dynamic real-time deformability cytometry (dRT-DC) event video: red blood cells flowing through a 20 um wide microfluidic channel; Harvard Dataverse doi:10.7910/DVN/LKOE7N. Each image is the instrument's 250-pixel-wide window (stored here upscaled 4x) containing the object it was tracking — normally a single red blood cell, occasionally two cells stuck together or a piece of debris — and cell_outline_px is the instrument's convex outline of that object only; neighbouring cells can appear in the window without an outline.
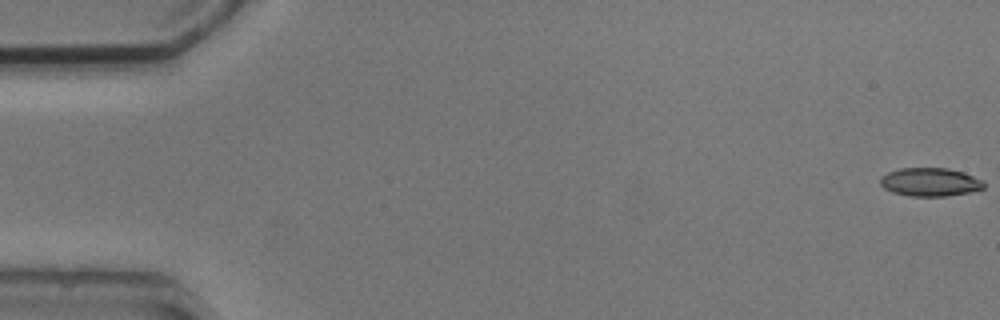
{"species": "common noctule bat (a hibernating species)", "species_latin": "Nyctalus noctula", "temperature_condition": "cold", "stored_images_in_passage": 3, "camera_frame_rate_fps": 3000, "um_per_image_px": 0.085, "animal": {"sex": "male", "body_mass_g": 20.5, "forearm_length_mm": 52.5}, "frame": {"image": 1, "passage_image": 1, "time_ms": 0.0, "image_size_px": [1000, 320], "cell_outline_px": [[984, 188], [968, 192], [944, 196], [908, 196], [892, 192], [884, 188], [880, 184], [880, 176], [888, 172], [900, 168], [948, 168], [964, 172], [984, 180]], "centroid_in_image_um": [79.04, 15.46], "position_along_channel_um": 6.0, "area_um2": 17.22}}